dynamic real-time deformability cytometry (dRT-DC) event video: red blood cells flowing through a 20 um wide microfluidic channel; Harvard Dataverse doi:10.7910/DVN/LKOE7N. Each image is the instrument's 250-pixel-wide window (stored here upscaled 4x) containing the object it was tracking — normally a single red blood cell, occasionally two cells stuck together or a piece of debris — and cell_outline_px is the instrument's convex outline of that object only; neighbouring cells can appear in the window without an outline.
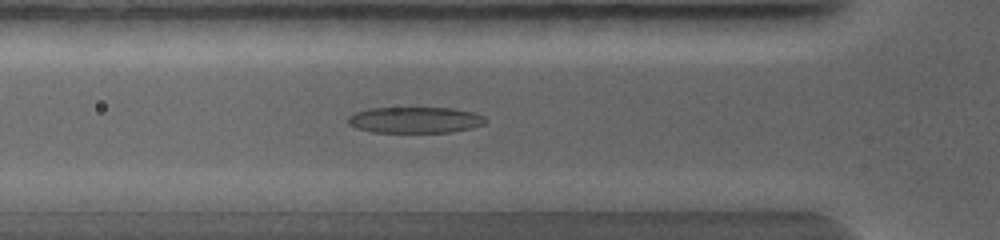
{"species": "common noctule bat (a hibernating species)", "species_latin": "Nyctalus noctula", "temperature_condition": "warm", "stored_images_in_passage": 37, "camera_frame_rate_fps": 5000, "um_per_image_px": 0.085, "animal": {"sex": "female", "body_mass_g": 19.0, "forearm_length_mm": 56.7}, "frame": {"image": 1, "passage_image": 14, "time_ms": 2.8, "image_size_px": [1000, 240], "cell_outline_px": [[488, 120], [484, 124], [472, 128], [452, 132], [372, 132], [356, 128], [348, 124], [348, 116], [356, 112], [368, 108], [456, 108], [476, 112], [484, 116]], "centroid_in_image_um": [35.32, 10.19], "position_along_channel_um": 90.5, "area_um2": 21.15}}
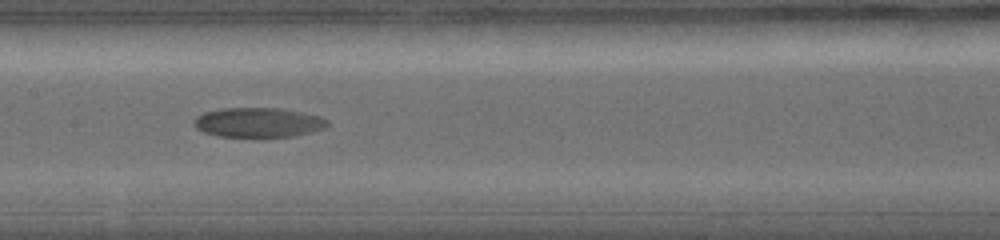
{"frame": {"image": 2, "passage_image": 21, "time_ms": 4.4, "image_size_px": [1000, 240], "cell_outline_px": [[328, 124], [324, 128], [296, 136], [220, 136], [204, 132], [196, 128], [192, 124], [192, 120], [196, 116], [204, 112], [220, 108], [284, 108], [320, 116], [328, 120]], "centroid_in_image_um": [21.93, 10.39], "position_along_channel_um": 185.5, "area_um2": 23.06}}
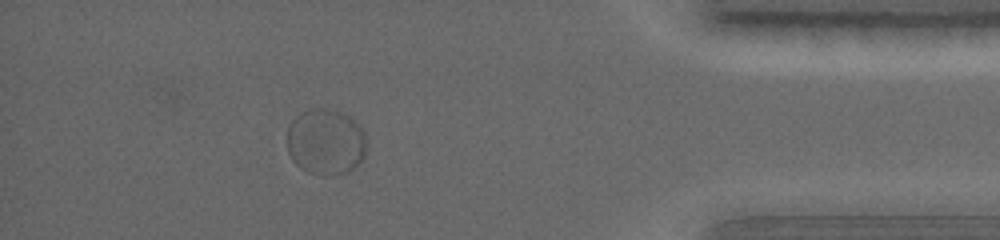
{"frame": {"image": 3, "passage_image": 30, "time_ms": 8.8, "image_size_px": [1000, 240], "cell_outline_px": [[364, 156], [348, 172], [328, 176], [324, 176], [308, 172], [300, 168], [292, 160], [288, 152], [288, 124], [300, 112], [312, 108], [324, 108], [340, 112], [348, 116], [364, 132]], "centroid_in_image_um": [27.63, 12.06], "position_along_channel_um": 407.6, "area_um2": 30.35}}